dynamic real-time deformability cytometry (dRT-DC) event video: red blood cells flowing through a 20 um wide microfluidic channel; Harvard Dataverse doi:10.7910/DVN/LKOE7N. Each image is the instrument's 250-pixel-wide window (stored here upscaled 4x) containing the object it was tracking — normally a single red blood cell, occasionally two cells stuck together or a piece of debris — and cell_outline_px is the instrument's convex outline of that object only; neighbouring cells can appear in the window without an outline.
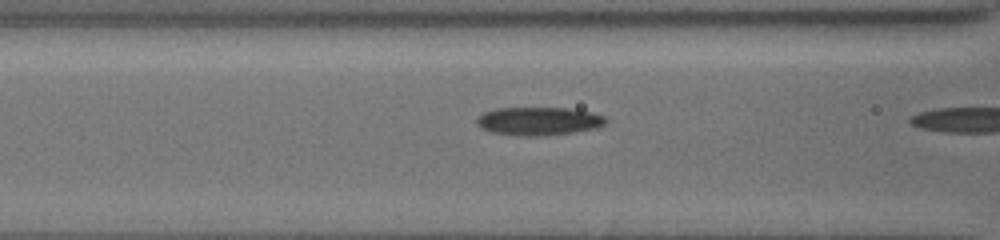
{"species": "common noctule bat (a hibernating species)", "species_latin": "Nyctalus noctula", "temperature_condition": "cold", "stored_images_in_passage": 20, "camera_frame_rate_fps": 3000, "um_per_image_px": 0.085, "animal": {"sex": "female", "body_mass_g": 19.5, "forearm_length_mm": 54.1}, "frame": {"image": 1, "passage_image": 19, "time_ms": 6.0, "image_size_px": [1000, 240], "cell_outline_px": [[608, 120], [604, 124], [596, 128], [572, 132], [540, 136], [516, 136], [488, 132], [480, 128], [476, 124], [476, 116], [484, 112], [496, 108], [568, 108], [592, 112], [604, 116]], "centroid_in_image_um": [45.72, 10.3], "position_along_channel_um": 120.9, "area_um2": 21.5}}